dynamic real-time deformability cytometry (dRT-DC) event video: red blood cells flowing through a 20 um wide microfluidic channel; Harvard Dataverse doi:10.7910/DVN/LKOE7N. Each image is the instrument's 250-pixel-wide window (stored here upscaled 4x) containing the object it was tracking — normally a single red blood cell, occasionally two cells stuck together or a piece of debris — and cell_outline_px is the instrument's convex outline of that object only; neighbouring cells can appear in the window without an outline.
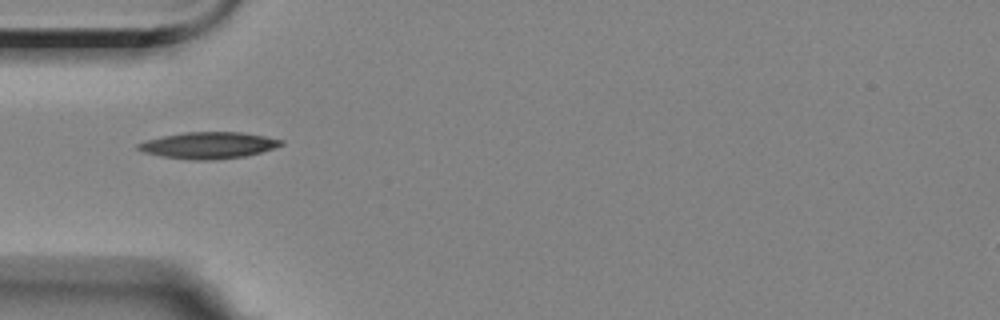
{"species": "Egyptian fruit bat (a non-hibernating species)", "species_latin": "Rousettus aegyptiacus", "temperature_condition": "room temperature", "stored_images_in_passage": 12, "camera_frame_rate_fps": 3000, "um_per_image_px": 0.085, "animal": {"sex": "female"}, "frame": {"image": 1, "passage_image": 4, "time_ms": 5.333, "image_size_px": [1000, 320], "cell_outline_px": [[284, 144], [260, 152], [244, 156], [204, 160], [192, 160], [164, 156], [144, 152], [136, 148], [136, 144], [144, 140], [184, 132], [240, 132], [264, 136], [284, 140]], "centroid_in_image_um": [17.7, 12.34], "position_along_channel_um": 67.3, "area_um2": 21.79}}
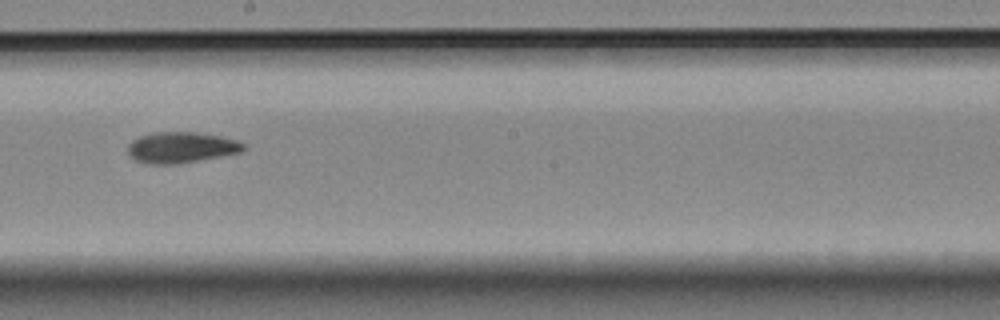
{"frame": {"image": 2, "passage_image": 8, "time_ms": 10.0, "image_size_px": [1000, 320], "cell_outline_px": [[248, 148], [240, 152], [220, 156], [176, 164], [148, 164], [136, 160], [128, 156], [128, 144], [132, 140], [140, 136], [156, 132], [196, 132], [220, 136], [236, 140], [244, 144]], "centroid_in_image_um": [15.38, 12.53], "position_along_channel_um": 232.8, "area_um2": 20.81}}
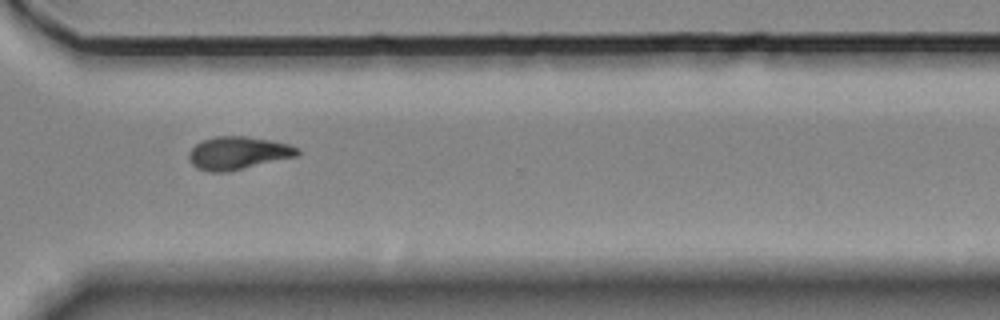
{"frame": {"image": 3, "passage_image": 11, "time_ms": 13.333, "image_size_px": [1000, 320], "cell_outline_px": [[300, 152], [296, 156], [224, 172], [208, 172], [196, 168], [188, 160], [188, 152], [196, 144], [204, 140], [216, 136], [244, 136], [272, 140], [288, 144], [296, 148]], "centroid_in_image_um": [20.17, 13.0], "position_along_channel_um": 350.4, "area_um2": 20.52}, "authors_computed_cell_mechanics": {"area_um2": 20.4612, "velocity_mm_per_s": 3.536, "shape_relaxation_time_tau1_ms": null, "shape_relaxation_time_tau2_ms": 4.8756, "deformation_change_tau1": null, "deformation_change_tau2": 0.0909}}